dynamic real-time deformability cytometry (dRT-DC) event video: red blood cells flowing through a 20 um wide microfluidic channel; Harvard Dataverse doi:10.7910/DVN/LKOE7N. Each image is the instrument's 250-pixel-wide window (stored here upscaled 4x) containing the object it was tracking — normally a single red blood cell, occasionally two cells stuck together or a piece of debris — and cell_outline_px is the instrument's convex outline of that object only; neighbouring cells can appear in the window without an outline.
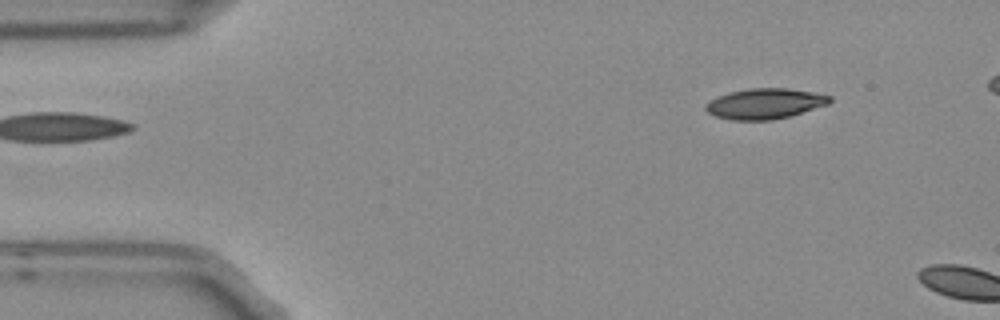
{"species": "Egyptian fruit bat (a non-hibernating species)", "species_latin": "Rousettus aegyptiacus", "temperature_condition": "room temperature", "stored_images_in_passage": 3, "segment_of_instrument_passage": [2, 2], "camera_frame_rate_fps": 3000, "um_per_image_px": 0.085, "frame": {"image": 1, "passage_image": 3, "time_ms": 0.667, "image_size_px": [1000, 320], "cell_outline_px": [[832, 100], [828, 104], [788, 116], [772, 120], [732, 120], [716, 116], [708, 112], [704, 108], [704, 104], [716, 96], [728, 92], [748, 88], [788, 88], [812, 92], [832, 96]], "centroid_in_image_um": [64.97, 8.8], "position_along_channel_um": 20.0, "area_um2": 22.02}}